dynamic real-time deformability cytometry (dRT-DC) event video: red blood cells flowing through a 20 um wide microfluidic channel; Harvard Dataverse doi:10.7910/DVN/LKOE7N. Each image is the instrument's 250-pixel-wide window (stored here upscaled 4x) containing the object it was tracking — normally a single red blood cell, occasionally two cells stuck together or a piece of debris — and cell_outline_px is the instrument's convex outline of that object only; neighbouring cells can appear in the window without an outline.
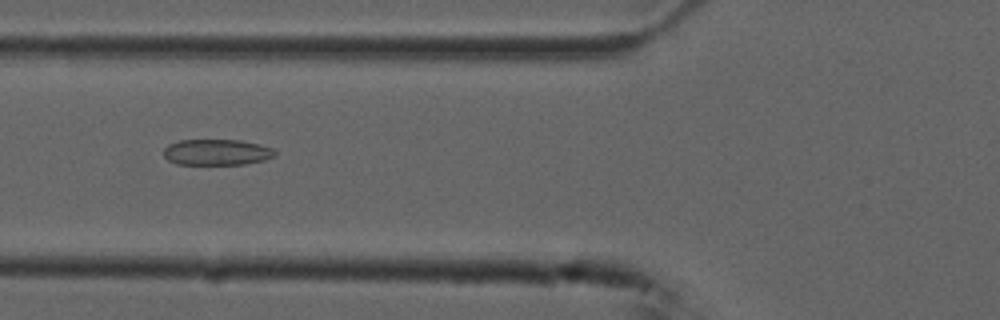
{"species": "common noctule bat (a hibernating species)", "species_latin": "Nyctalus noctula", "temperature_condition": "cold", "stored_images_in_passage": 55, "camera_frame_rate_fps": 3000, "um_per_image_px": 0.085, "animal": {"sex": "male", "forearm_length_mm": 52.5}, "frame": {"image": 1, "passage_image": 20, "time_ms": 6.333, "image_size_px": [1000, 320], "cell_outline_px": [[276, 156], [264, 160], [244, 164], [176, 164], [168, 160], [164, 156], [164, 148], [168, 144], [180, 140], [240, 140], [260, 144], [272, 148], [276, 152]], "centroid_in_image_um": [18.43, 12.93], "position_along_channel_um": 107.4, "area_um2": 16.88}}
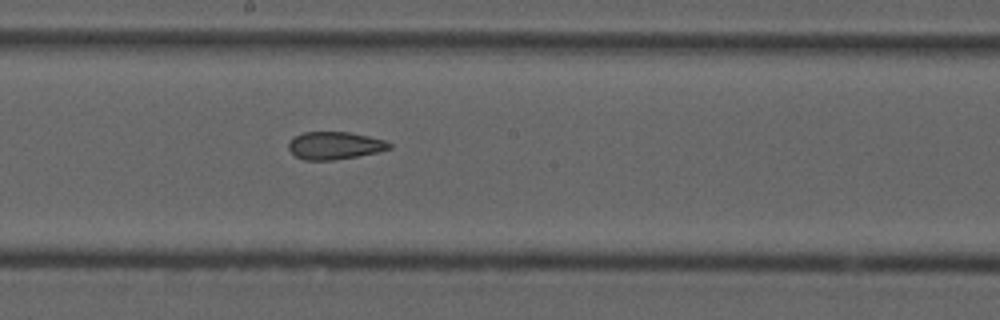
{"frame": {"image": 2, "passage_image": 29, "time_ms": 9.333, "image_size_px": [1000, 320], "cell_outline_px": [[392, 148], [380, 152], [332, 160], [304, 160], [296, 156], [288, 148], [288, 144], [292, 136], [304, 132], [348, 132], [368, 136], [384, 140], [392, 144]], "centroid_in_image_um": [28.45, 12.37], "position_along_channel_um": 219.8, "area_um2": 16.24}}
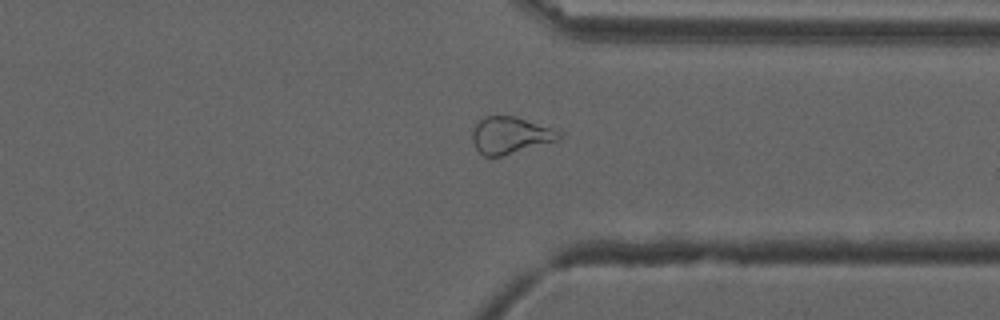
{"frame": {"image": 3, "passage_image": 41, "time_ms": 13.333, "image_size_px": [1000, 320], "cell_outline_px": [[560, 140], [500, 156], [484, 156], [476, 148], [472, 140], [472, 132], [476, 124], [484, 116], [516, 116], [560, 132]], "centroid_in_image_um": [43.34, 11.5], "position_along_channel_um": 368.1, "area_um2": 18.26}}